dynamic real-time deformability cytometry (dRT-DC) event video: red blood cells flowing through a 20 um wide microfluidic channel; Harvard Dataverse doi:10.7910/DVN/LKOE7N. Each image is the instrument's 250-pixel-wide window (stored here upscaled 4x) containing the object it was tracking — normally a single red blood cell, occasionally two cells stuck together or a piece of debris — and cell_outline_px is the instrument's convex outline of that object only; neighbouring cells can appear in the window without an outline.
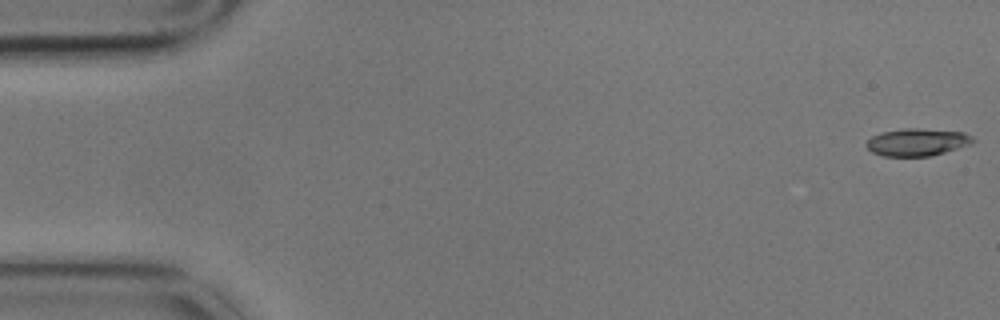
{"species": "common noctule bat (a hibernating species)", "species_latin": "Nyctalus noctula", "temperature_condition": "cold", "stored_images_in_passage": 4, "camera_frame_rate_fps": 3000, "um_per_image_px": 0.085, "animal": {"sex": "male", "body_mass_g": 17.9}, "frame": {"image": 1, "passage_image": 1, "time_ms": 0.0, "image_size_px": [1000, 320], "cell_outline_px": [[976, 140], [968, 144], [932, 156], [884, 156], [872, 152], [864, 144], [872, 136], [884, 132], [904, 128], [916, 128], [964, 132], [972, 136]], "centroid_in_image_um": [77.94, 12.08], "position_along_channel_um": 7.1, "area_um2": 16.82}}
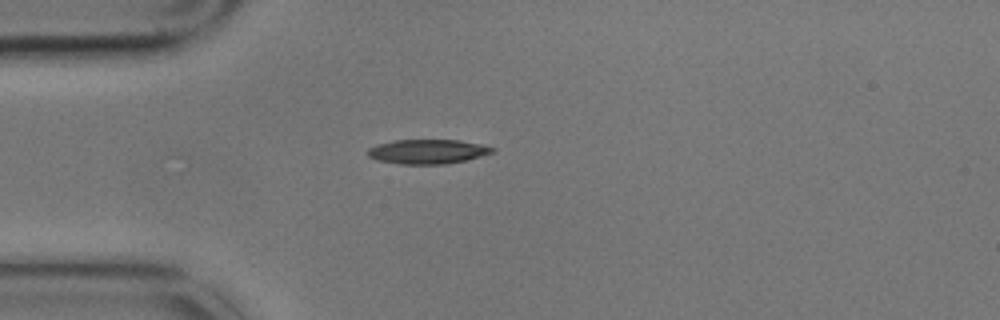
{"frame": {"image": 2, "passage_image": 4, "time_ms": 1.0, "image_size_px": [1000, 320], "cell_outline_px": [[496, 152], [464, 160], [444, 164], [400, 164], [376, 160], [368, 156], [368, 148], [376, 144], [396, 140], [460, 140], [484, 144], [496, 148]], "centroid_in_image_um": [36.37, 12.87], "position_along_channel_um": 48.6, "area_um2": 17.86}}